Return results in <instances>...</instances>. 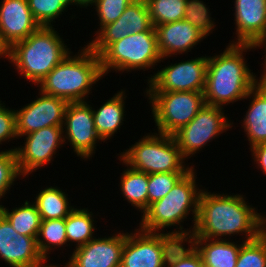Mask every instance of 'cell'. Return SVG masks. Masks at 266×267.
I'll list each match as a JSON object with an SVG mask.
<instances>
[{
	"mask_svg": "<svg viewBox=\"0 0 266 267\" xmlns=\"http://www.w3.org/2000/svg\"><path fill=\"white\" fill-rule=\"evenodd\" d=\"M245 196L203 189L195 228L189 238L231 240L232 236L241 235L243 242L256 239L266 230L265 215L258 213L257 207L250 205Z\"/></svg>",
	"mask_w": 266,
	"mask_h": 267,
	"instance_id": "6da1fadb",
	"label": "cell"
},
{
	"mask_svg": "<svg viewBox=\"0 0 266 267\" xmlns=\"http://www.w3.org/2000/svg\"><path fill=\"white\" fill-rule=\"evenodd\" d=\"M256 50L254 44L228 43L220 54L208 56L204 99L208 105L223 107L245 100L260 81L251 72L244 54ZM257 77V78H256Z\"/></svg>",
	"mask_w": 266,
	"mask_h": 267,
	"instance_id": "7a4b0ae2",
	"label": "cell"
},
{
	"mask_svg": "<svg viewBox=\"0 0 266 267\" xmlns=\"http://www.w3.org/2000/svg\"><path fill=\"white\" fill-rule=\"evenodd\" d=\"M196 172L193 167L164 198L150 204L142 213L137 228L151 233H167L178 240L187 241L195 228L199 197L203 190L198 187ZM191 214L192 218L189 219H193L191 220L193 226L184 229L182 224ZM170 227L175 228V230L167 231L166 228L169 229Z\"/></svg>",
	"mask_w": 266,
	"mask_h": 267,
	"instance_id": "3957f363",
	"label": "cell"
},
{
	"mask_svg": "<svg viewBox=\"0 0 266 267\" xmlns=\"http://www.w3.org/2000/svg\"><path fill=\"white\" fill-rule=\"evenodd\" d=\"M70 52L38 84L37 90L50 96L66 99L68 102H85L99 80L104 77L100 56L87 45L77 54Z\"/></svg>",
	"mask_w": 266,
	"mask_h": 267,
	"instance_id": "277c9868",
	"label": "cell"
},
{
	"mask_svg": "<svg viewBox=\"0 0 266 267\" xmlns=\"http://www.w3.org/2000/svg\"><path fill=\"white\" fill-rule=\"evenodd\" d=\"M53 27L41 26L26 39L10 47L9 62L24 79L38 84L54 69L71 49Z\"/></svg>",
	"mask_w": 266,
	"mask_h": 267,
	"instance_id": "5b68a950",
	"label": "cell"
},
{
	"mask_svg": "<svg viewBox=\"0 0 266 267\" xmlns=\"http://www.w3.org/2000/svg\"><path fill=\"white\" fill-rule=\"evenodd\" d=\"M117 154L122 165L147 174L165 172H188L193 164H185L178 144L173 136L163 133H147L135 144ZM187 165V166H186Z\"/></svg>",
	"mask_w": 266,
	"mask_h": 267,
	"instance_id": "8992f818",
	"label": "cell"
},
{
	"mask_svg": "<svg viewBox=\"0 0 266 267\" xmlns=\"http://www.w3.org/2000/svg\"><path fill=\"white\" fill-rule=\"evenodd\" d=\"M157 47L156 31H145L128 35L112 43L101 55V69L106 76L114 72L156 69L161 63Z\"/></svg>",
	"mask_w": 266,
	"mask_h": 267,
	"instance_id": "52a82bcc",
	"label": "cell"
},
{
	"mask_svg": "<svg viewBox=\"0 0 266 267\" xmlns=\"http://www.w3.org/2000/svg\"><path fill=\"white\" fill-rule=\"evenodd\" d=\"M144 96L150 100L157 132L169 136L187 125L205 105L203 92H144Z\"/></svg>",
	"mask_w": 266,
	"mask_h": 267,
	"instance_id": "ba28073f",
	"label": "cell"
},
{
	"mask_svg": "<svg viewBox=\"0 0 266 267\" xmlns=\"http://www.w3.org/2000/svg\"><path fill=\"white\" fill-rule=\"evenodd\" d=\"M225 111L223 107L205 103L197 115L173 135L186 161L233 127Z\"/></svg>",
	"mask_w": 266,
	"mask_h": 267,
	"instance_id": "9c48e42d",
	"label": "cell"
},
{
	"mask_svg": "<svg viewBox=\"0 0 266 267\" xmlns=\"http://www.w3.org/2000/svg\"><path fill=\"white\" fill-rule=\"evenodd\" d=\"M179 240L167 233L141 229L126 232L120 267H167L170 250Z\"/></svg>",
	"mask_w": 266,
	"mask_h": 267,
	"instance_id": "30bf717a",
	"label": "cell"
},
{
	"mask_svg": "<svg viewBox=\"0 0 266 267\" xmlns=\"http://www.w3.org/2000/svg\"><path fill=\"white\" fill-rule=\"evenodd\" d=\"M170 64L147 77L145 92H204L208 55Z\"/></svg>",
	"mask_w": 266,
	"mask_h": 267,
	"instance_id": "8fae6325",
	"label": "cell"
},
{
	"mask_svg": "<svg viewBox=\"0 0 266 267\" xmlns=\"http://www.w3.org/2000/svg\"><path fill=\"white\" fill-rule=\"evenodd\" d=\"M22 137H25L23 146L15 150L22 179L52 163L57 150L65 145L62 126L45 127Z\"/></svg>",
	"mask_w": 266,
	"mask_h": 267,
	"instance_id": "7c38bea8",
	"label": "cell"
},
{
	"mask_svg": "<svg viewBox=\"0 0 266 267\" xmlns=\"http://www.w3.org/2000/svg\"><path fill=\"white\" fill-rule=\"evenodd\" d=\"M90 101L69 102L63 121L64 143L70 144V149L84 161L91 160L96 153L101 137L97 134L93 110Z\"/></svg>",
	"mask_w": 266,
	"mask_h": 267,
	"instance_id": "4fadbf2b",
	"label": "cell"
},
{
	"mask_svg": "<svg viewBox=\"0 0 266 267\" xmlns=\"http://www.w3.org/2000/svg\"><path fill=\"white\" fill-rule=\"evenodd\" d=\"M145 31H155L148 5L146 0H135L124 10L119 19L103 26L86 44L100 56L112 43L128 35Z\"/></svg>",
	"mask_w": 266,
	"mask_h": 267,
	"instance_id": "5bb4252c",
	"label": "cell"
},
{
	"mask_svg": "<svg viewBox=\"0 0 266 267\" xmlns=\"http://www.w3.org/2000/svg\"><path fill=\"white\" fill-rule=\"evenodd\" d=\"M66 99L38 92V97L15 110L18 138L45 127L62 126L68 105Z\"/></svg>",
	"mask_w": 266,
	"mask_h": 267,
	"instance_id": "9a60e30c",
	"label": "cell"
},
{
	"mask_svg": "<svg viewBox=\"0 0 266 267\" xmlns=\"http://www.w3.org/2000/svg\"><path fill=\"white\" fill-rule=\"evenodd\" d=\"M114 234V235H113ZM94 238L87 244L73 248L63 267H120L126 230ZM60 266V267H62Z\"/></svg>",
	"mask_w": 266,
	"mask_h": 267,
	"instance_id": "2e32d148",
	"label": "cell"
},
{
	"mask_svg": "<svg viewBox=\"0 0 266 267\" xmlns=\"http://www.w3.org/2000/svg\"><path fill=\"white\" fill-rule=\"evenodd\" d=\"M37 237L17 233L0 213V259L10 267H55L40 254Z\"/></svg>",
	"mask_w": 266,
	"mask_h": 267,
	"instance_id": "e0dca14e",
	"label": "cell"
},
{
	"mask_svg": "<svg viewBox=\"0 0 266 267\" xmlns=\"http://www.w3.org/2000/svg\"><path fill=\"white\" fill-rule=\"evenodd\" d=\"M236 35L229 43L256 44L266 34V0H234Z\"/></svg>",
	"mask_w": 266,
	"mask_h": 267,
	"instance_id": "ac0fdd59",
	"label": "cell"
},
{
	"mask_svg": "<svg viewBox=\"0 0 266 267\" xmlns=\"http://www.w3.org/2000/svg\"><path fill=\"white\" fill-rule=\"evenodd\" d=\"M161 61L191 52L206 37L185 20L155 26ZM169 57V58H168Z\"/></svg>",
	"mask_w": 266,
	"mask_h": 267,
	"instance_id": "d6986e66",
	"label": "cell"
},
{
	"mask_svg": "<svg viewBox=\"0 0 266 267\" xmlns=\"http://www.w3.org/2000/svg\"><path fill=\"white\" fill-rule=\"evenodd\" d=\"M40 27L27 0H1L0 31L10 47L15 42L26 39Z\"/></svg>",
	"mask_w": 266,
	"mask_h": 267,
	"instance_id": "ffe728a7",
	"label": "cell"
},
{
	"mask_svg": "<svg viewBox=\"0 0 266 267\" xmlns=\"http://www.w3.org/2000/svg\"><path fill=\"white\" fill-rule=\"evenodd\" d=\"M245 99H249L250 104L240 123L248 138V145L252 148L257 144L266 143V81H259Z\"/></svg>",
	"mask_w": 266,
	"mask_h": 267,
	"instance_id": "44dd1931",
	"label": "cell"
},
{
	"mask_svg": "<svg viewBox=\"0 0 266 267\" xmlns=\"http://www.w3.org/2000/svg\"><path fill=\"white\" fill-rule=\"evenodd\" d=\"M187 241L200 253L204 267H236L241 248L238 242H243L206 238H189Z\"/></svg>",
	"mask_w": 266,
	"mask_h": 267,
	"instance_id": "7402d4cb",
	"label": "cell"
},
{
	"mask_svg": "<svg viewBox=\"0 0 266 267\" xmlns=\"http://www.w3.org/2000/svg\"><path fill=\"white\" fill-rule=\"evenodd\" d=\"M112 96L98 109L92 107L96 132L104 142L113 138L115 133L117 134L126 117V90L123 88Z\"/></svg>",
	"mask_w": 266,
	"mask_h": 267,
	"instance_id": "603a6c76",
	"label": "cell"
},
{
	"mask_svg": "<svg viewBox=\"0 0 266 267\" xmlns=\"http://www.w3.org/2000/svg\"><path fill=\"white\" fill-rule=\"evenodd\" d=\"M45 187L42 190L37 191L34 201H32L38 212L40 213L42 220H55L65 219L70 212L75 208L71 206V198H68V194L58 186Z\"/></svg>",
	"mask_w": 266,
	"mask_h": 267,
	"instance_id": "cb8c5ba5",
	"label": "cell"
},
{
	"mask_svg": "<svg viewBox=\"0 0 266 267\" xmlns=\"http://www.w3.org/2000/svg\"><path fill=\"white\" fill-rule=\"evenodd\" d=\"M119 178V190L124 201L129 202L142 215L148 208V174L126 165Z\"/></svg>",
	"mask_w": 266,
	"mask_h": 267,
	"instance_id": "d4e9b609",
	"label": "cell"
},
{
	"mask_svg": "<svg viewBox=\"0 0 266 267\" xmlns=\"http://www.w3.org/2000/svg\"><path fill=\"white\" fill-rule=\"evenodd\" d=\"M90 209L78 207L74 208L70 214L65 218L67 240L70 244L74 243L77 248L81 245L87 244L90 240L96 238L95 218Z\"/></svg>",
	"mask_w": 266,
	"mask_h": 267,
	"instance_id": "484cf974",
	"label": "cell"
},
{
	"mask_svg": "<svg viewBox=\"0 0 266 267\" xmlns=\"http://www.w3.org/2000/svg\"><path fill=\"white\" fill-rule=\"evenodd\" d=\"M4 206H0V213L17 233L37 237L42 219L33 202L26 200L21 206L12 208V210Z\"/></svg>",
	"mask_w": 266,
	"mask_h": 267,
	"instance_id": "4316f807",
	"label": "cell"
},
{
	"mask_svg": "<svg viewBox=\"0 0 266 267\" xmlns=\"http://www.w3.org/2000/svg\"><path fill=\"white\" fill-rule=\"evenodd\" d=\"M36 240L40 254L49 262L52 250L69 247L65 219L42 220Z\"/></svg>",
	"mask_w": 266,
	"mask_h": 267,
	"instance_id": "83f0119b",
	"label": "cell"
},
{
	"mask_svg": "<svg viewBox=\"0 0 266 267\" xmlns=\"http://www.w3.org/2000/svg\"><path fill=\"white\" fill-rule=\"evenodd\" d=\"M187 0H146L153 26L184 20Z\"/></svg>",
	"mask_w": 266,
	"mask_h": 267,
	"instance_id": "f1b7e54d",
	"label": "cell"
},
{
	"mask_svg": "<svg viewBox=\"0 0 266 267\" xmlns=\"http://www.w3.org/2000/svg\"><path fill=\"white\" fill-rule=\"evenodd\" d=\"M236 267H266V230L256 239L241 242Z\"/></svg>",
	"mask_w": 266,
	"mask_h": 267,
	"instance_id": "f546056e",
	"label": "cell"
},
{
	"mask_svg": "<svg viewBox=\"0 0 266 267\" xmlns=\"http://www.w3.org/2000/svg\"><path fill=\"white\" fill-rule=\"evenodd\" d=\"M209 7L201 0H187L184 20L198 29L205 37L214 31L215 19L210 15Z\"/></svg>",
	"mask_w": 266,
	"mask_h": 267,
	"instance_id": "4dcf8cb0",
	"label": "cell"
},
{
	"mask_svg": "<svg viewBox=\"0 0 266 267\" xmlns=\"http://www.w3.org/2000/svg\"><path fill=\"white\" fill-rule=\"evenodd\" d=\"M16 147L0 151V202L22 176L17 166ZM20 177V178H19ZM17 179V180H16ZM13 185V186H12ZM2 202L0 203V206Z\"/></svg>",
	"mask_w": 266,
	"mask_h": 267,
	"instance_id": "1f68e13d",
	"label": "cell"
},
{
	"mask_svg": "<svg viewBox=\"0 0 266 267\" xmlns=\"http://www.w3.org/2000/svg\"><path fill=\"white\" fill-rule=\"evenodd\" d=\"M27 2L35 20L43 27L55 26L53 22L55 23L56 19L68 11L59 0H27Z\"/></svg>",
	"mask_w": 266,
	"mask_h": 267,
	"instance_id": "d6a6232c",
	"label": "cell"
},
{
	"mask_svg": "<svg viewBox=\"0 0 266 267\" xmlns=\"http://www.w3.org/2000/svg\"><path fill=\"white\" fill-rule=\"evenodd\" d=\"M187 172L148 174V207L164 198Z\"/></svg>",
	"mask_w": 266,
	"mask_h": 267,
	"instance_id": "836d02e7",
	"label": "cell"
},
{
	"mask_svg": "<svg viewBox=\"0 0 266 267\" xmlns=\"http://www.w3.org/2000/svg\"><path fill=\"white\" fill-rule=\"evenodd\" d=\"M185 243H188L187 246ZM167 267H204V265L195 247L189 241L179 240L169 252Z\"/></svg>",
	"mask_w": 266,
	"mask_h": 267,
	"instance_id": "e575fe53",
	"label": "cell"
},
{
	"mask_svg": "<svg viewBox=\"0 0 266 267\" xmlns=\"http://www.w3.org/2000/svg\"><path fill=\"white\" fill-rule=\"evenodd\" d=\"M135 0H96L93 8L98 15L99 27L96 34L103 26L115 22L123 14L124 10Z\"/></svg>",
	"mask_w": 266,
	"mask_h": 267,
	"instance_id": "d590c367",
	"label": "cell"
},
{
	"mask_svg": "<svg viewBox=\"0 0 266 267\" xmlns=\"http://www.w3.org/2000/svg\"><path fill=\"white\" fill-rule=\"evenodd\" d=\"M4 104L0 100V145L19 139L16 131L15 109L6 107Z\"/></svg>",
	"mask_w": 266,
	"mask_h": 267,
	"instance_id": "8d00e7d4",
	"label": "cell"
},
{
	"mask_svg": "<svg viewBox=\"0 0 266 267\" xmlns=\"http://www.w3.org/2000/svg\"><path fill=\"white\" fill-rule=\"evenodd\" d=\"M249 149L254 160L252 162H254V165L257 164L255 167H257L262 171L263 174L266 175V143L257 144Z\"/></svg>",
	"mask_w": 266,
	"mask_h": 267,
	"instance_id": "74e56055",
	"label": "cell"
},
{
	"mask_svg": "<svg viewBox=\"0 0 266 267\" xmlns=\"http://www.w3.org/2000/svg\"><path fill=\"white\" fill-rule=\"evenodd\" d=\"M262 47V48H261ZM255 48L257 50V48L259 49H262L265 48L263 51V54L266 53V34L255 44ZM264 61L262 62L261 65H263L262 69H263V72L259 78L260 81H266V54H264V57H263Z\"/></svg>",
	"mask_w": 266,
	"mask_h": 267,
	"instance_id": "f35d334b",
	"label": "cell"
},
{
	"mask_svg": "<svg viewBox=\"0 0 266 267\" xmlns=\"http://www.w3.org/2000/svg\"><path fill=\"white\" fill-rule=\"evenodd\" d=\"M6 59L9 61L10 58V46L3 39L2 33L0 31V59Z\"/></svg>",
	"mask_w": 266,
	"mask_h": 267,
	"instance_id": "ab89813d",
	"label": "cell"
},
{
	"mask_svg": "<svg viewBox=\"0 0 266 267\" xmlns=\"http://www.w3.org/2000/svg\"><path fill=\"white\" fill-rule=\"evenodd\" d=\"M74 2L76 7L79 6L80 8L83 7L87 9V6L92 7L95 4L96 0H74Z\"/></svg>",
	"mask_w": 266,
	"mask_h": 267,
	"instance_id": "60d3db41",
	"label": "cell"
},
{
	"mask_svg": "<svg viewBox=\"0 0 266 267\" xmlns=\"http://www.w3.org/2000/svg\"><path fill=\"white\" fill-rule=\"evenodd\" d=\"M67 9L70 7V5L75 6L74 0H59Z\"/></svg>",
	"mask_w": 266,
	"mask_h": 267,
	"instance_id": "b9f144b4",
	"label": "cell"
}]
</instances>
